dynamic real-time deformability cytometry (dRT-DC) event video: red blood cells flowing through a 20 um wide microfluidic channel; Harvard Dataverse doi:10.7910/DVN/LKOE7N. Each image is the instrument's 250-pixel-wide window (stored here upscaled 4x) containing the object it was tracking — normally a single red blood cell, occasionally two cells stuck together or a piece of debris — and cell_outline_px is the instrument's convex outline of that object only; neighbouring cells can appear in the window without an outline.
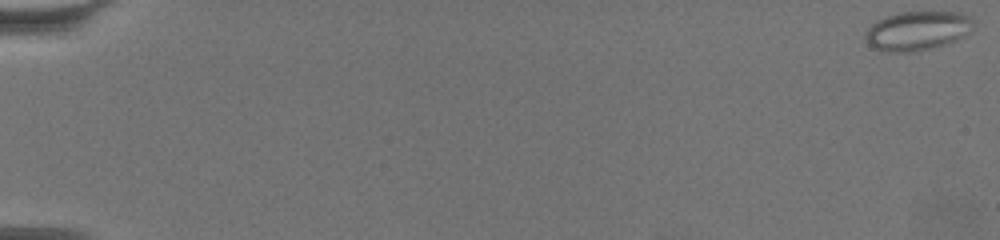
{"species": "common noctule bat (a hibernating species)", "species_latin": "Nyctalus noctula", "temperature_condition": "warm", "stored_images_in_passage": 62, "camera_frame_rate_fps": 3000, "um_per_image_px": 0.085, "animal": {"sex": "female", "body_mass_g": 19.5, "forearm_length_mm": 54.1}, "frame": {"image": 1, "passage_image": 1, "time_ms": 0.0, "image_size_px": [1000, 240], "cell_outline_px": [[976, 24], [964, 36], [948, 44], [932, 48], [912, 52], [888, 52], [872, 48], [864, 40], [864, 32], [876, 20], [900, 12], [960, 12], [972, 16], [976, 20]], "centroid_in_image_um": [78.0, 2.62], "position_along_channel_um": 7.0, "area_um2": 25.14}}
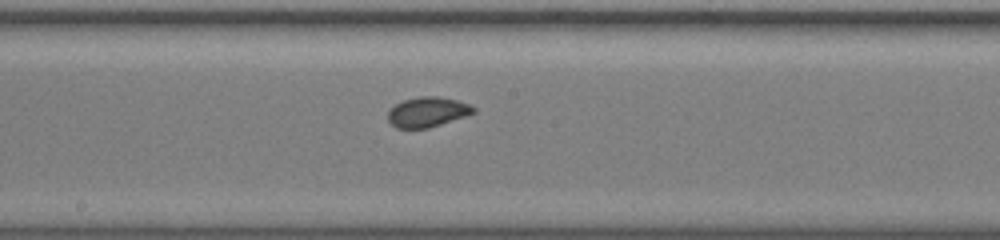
{"frame": {"image": 2, "passage_image": 37, "time_ms": 12.0, "image_size_px": [1000, 240], "cell_outline_px": [[476, 112], [428, 128], [396, 128], [388, 120], [388, 112], [396, 104], [404, 100], [420, 96], [436, 96], [456, 100], [468, 104], [476, 108]], "centroid_in_image_um": [36.33, 9.52], "position_along_channel_um": 211.9, "area_um2": 14.68}}
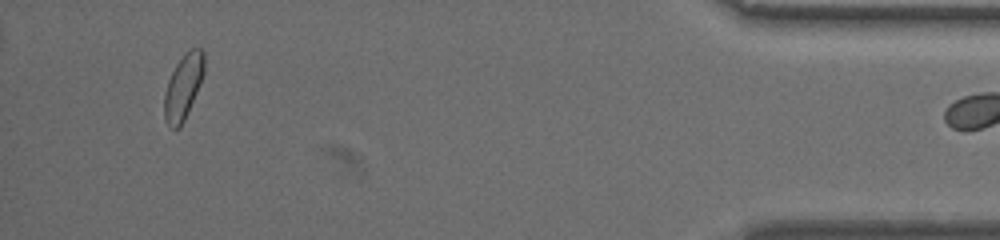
{"frame": {"image": 3, "passage_image": 61, "time_ms": 20.0, "image_size_px": [1000, 240], "cell_outline_px": [[204, 72], [200, 84], [184, 120], [180, 128], [172, 128], [164, 120], [164, 92], [168, 80], [176, 64], [184, 52], [188, 48], [204, 48]], "centroid_in_image_um": [15.57, 7.33], "position_along_channel_um": 419.6, "area_um2": 15.2}}